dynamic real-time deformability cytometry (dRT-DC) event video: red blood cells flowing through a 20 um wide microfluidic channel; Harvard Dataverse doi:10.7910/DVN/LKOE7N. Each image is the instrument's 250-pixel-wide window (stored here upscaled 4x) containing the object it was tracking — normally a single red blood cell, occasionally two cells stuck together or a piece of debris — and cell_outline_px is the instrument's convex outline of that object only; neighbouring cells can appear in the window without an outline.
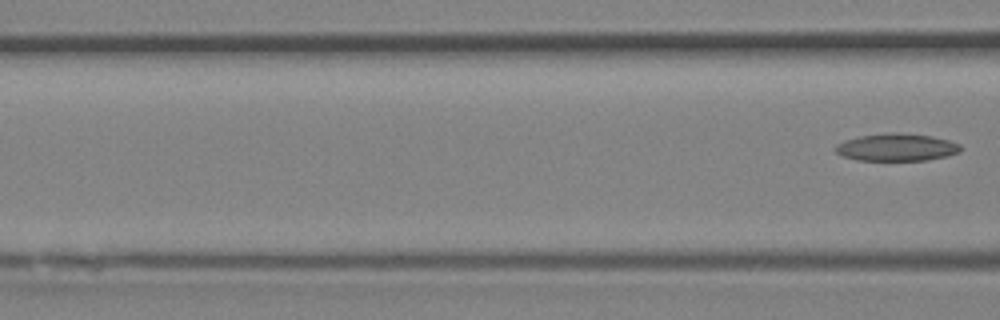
{"species": "Egyptian fruit bat (a non-hibernating species)", "species_latin": "Rousettus aegyptiacus", "temperature_condition": "room temperature", "stored_images_in_passage": 4, "segment_of_instrument_passage": [2, 2], "camera_frame_rate_fps": 3000, "um_per_image_px": 0.085, "animal": {"sex": "female"}, "frame": {"image": 1, "passage_image": 4, "time_ms": 1.0, "image_size_px": [1000, 320], "cell_outline_px": [[964, 148], [960, 152], [944, 156], [924, 160], [856, 160], [840, 156], [832, 148], [836, 144], [844, 140], [860, 136], [888, 132], [896, 132], [932, 136], [948, 140], [960, 144]], "centroid_in_image_um": [76.17, 12.51], "position_along_channel_um": 90.4, "area_um2": 20.17}}